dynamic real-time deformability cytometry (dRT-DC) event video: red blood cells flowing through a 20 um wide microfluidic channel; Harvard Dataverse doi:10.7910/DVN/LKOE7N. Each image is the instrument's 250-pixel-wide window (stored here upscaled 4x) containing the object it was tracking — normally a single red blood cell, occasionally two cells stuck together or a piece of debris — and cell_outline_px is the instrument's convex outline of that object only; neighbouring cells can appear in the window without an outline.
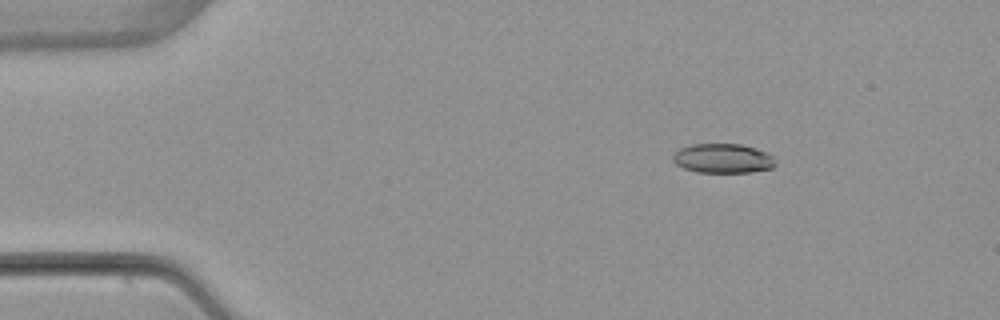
{"species": "common noctule bat (a hibernating species)", "species_latin": "Nyctalus noctula", "temperature_condition": "warm", "stored_images_in_passage": 4, "camera_frame_rate_fps": 3000, "um_per_image_px": 0.085, "animal": {"sex": "female", "body_mass_g": 22.7, "forearm_length_mm": 54.2}, "frame": {"image": 1, "passage_image": 2, "time_ms": 1.333, "image_size_px": [1000, 320], "cell_outline_px": [[776, 164], [772, 168], [748, 172], [696, 172], [684, 168], [676, 164], [672, 160], [672, 156], [680, 148], [692, 144], [740, 144], [756, 148], [768, 152], [772, 156]], "centroid_in_image_um": [61.44, 13.46], "position_along_channel_um": 23.6, "area_um2": 17.57}}
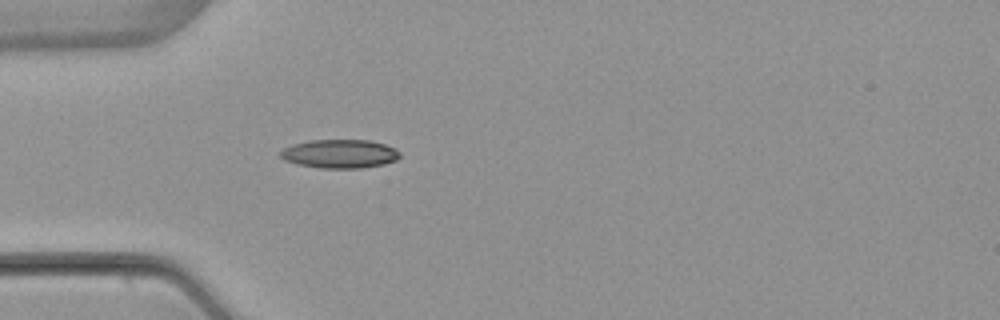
{"frame": {"image": 2, "passage_image": 4, "time_ms": 4.0, "image_size_px": [1000, 320], "cell_outline_px": [[400, 156], [396, 160], [384, 164], [360, 168], [320, 168], [296, 164], [284, 160], [280, 156], [280, 152], [284, 148], [292, 144], [308, 140], [372, 140], [396, 148], [400, 152]], "centroid_in_image_um": [28.88, 13.07], "position_along_channel_um": 56.1, "area_um2": 20.11}}